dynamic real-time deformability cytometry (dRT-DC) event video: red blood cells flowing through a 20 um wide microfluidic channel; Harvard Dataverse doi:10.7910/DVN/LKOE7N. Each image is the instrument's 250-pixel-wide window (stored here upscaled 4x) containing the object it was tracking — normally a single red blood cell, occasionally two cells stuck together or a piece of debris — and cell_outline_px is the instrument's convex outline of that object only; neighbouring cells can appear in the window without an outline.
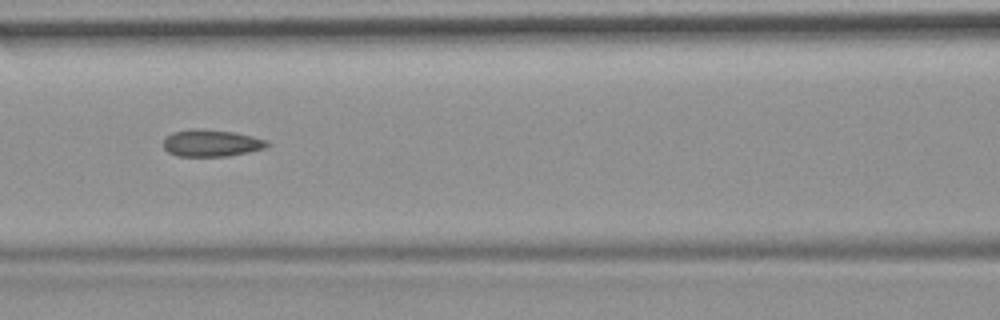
{"species": "common noctule bat (a hibernating species)", "species_latin": "Nyctalus noctula", "temperature_condition": "room temperature", "stored_images_in_passage": 15, "camera_frame_rate_fps": 3000, "um_per_image_px": 0.085, "animal": {"sex": "female", "body_mass_g": 19.9}, "frame": {"image": 1, "passage_image": 7, "time_ms": 2.0, "image_size_px": [1000, 320], "cell_outline_px": [[272, 144], [264, 148], [248, 152], [228, 156], [176, 156], [168, 152], [164, 148], [164, 140], [172, 132], [192, 128], [200, 128], [232, 132], [252, 136], [268, 140]], "centroid_in_image_um": [17.97, 12.16], "position_along_channel_um": 148.6, "area_um2": 16.36}}
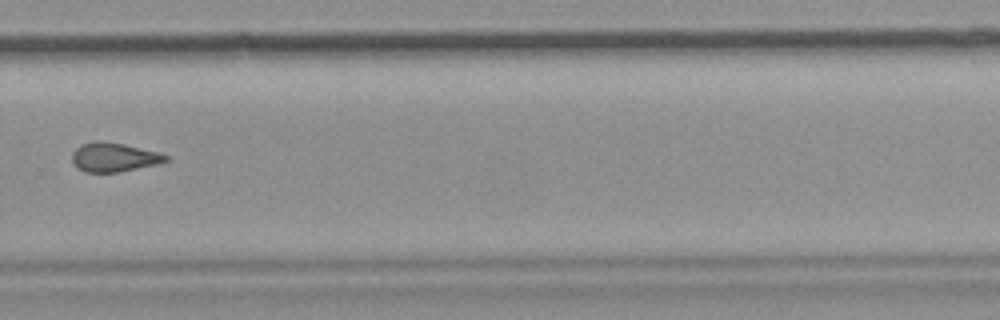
{"frame": {"image": 2, "passage_image": 11, "time_ms": 3.333, "image_size_px": [1000, 320], "cell_outline_px": [[168, 160], [156, 164], [116, 172], [84, 172], [76, 168], [72, 164], [72, 152], [80, 144], [96, 140], [124, 144], [156, 152], [168, 156]], "centroid_in_image_um": [9.59, 13.36], "position_along_channel_um": 320.2, "area_um2": 15.72}}
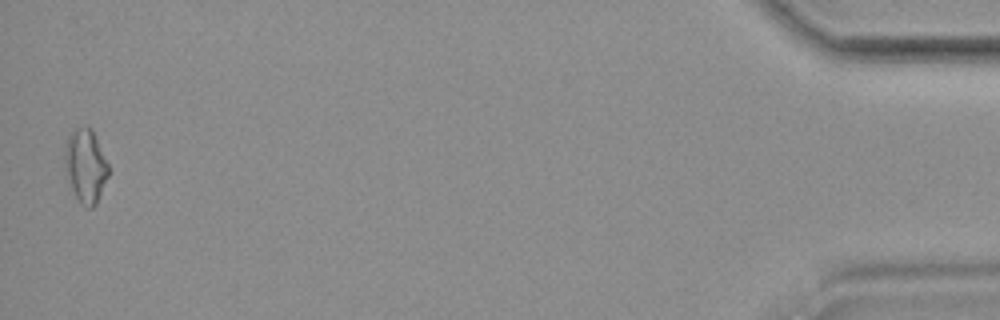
{"frame": {"image": 3, "passage_image": 15, "time_ms": 4.667, "image_size_px": [1000, 320], "cell_outline_px": [[108, 176], [96, 204], [92, 208], [88, 208], [80, 204], [72, 188], [64, 164], [64, 144], [68, 136], [76, 128], [92, 128], [108, 164]], "centroid_in_image_um": [7.26, 14.1], "position_along_channel_um": 427.9, "area_um2": 18.5}}